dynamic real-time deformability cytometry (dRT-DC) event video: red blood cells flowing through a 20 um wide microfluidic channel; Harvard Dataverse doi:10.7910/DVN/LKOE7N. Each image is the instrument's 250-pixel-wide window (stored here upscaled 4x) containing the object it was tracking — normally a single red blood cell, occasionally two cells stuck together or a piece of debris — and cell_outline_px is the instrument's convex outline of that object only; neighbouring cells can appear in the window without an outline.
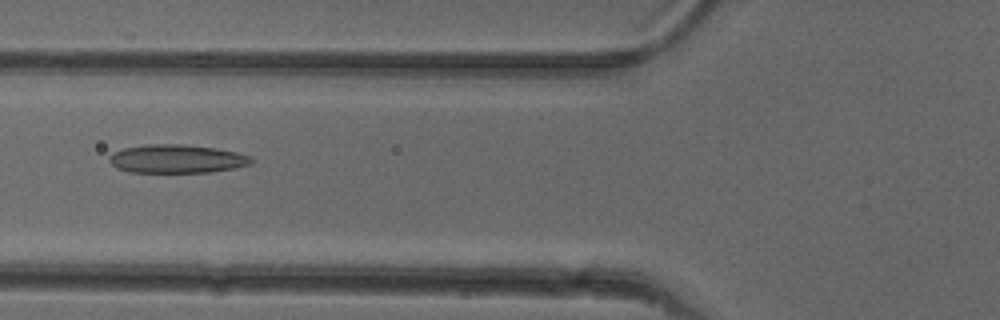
{"species": "common noctule bat (a hibernating species)", "species_latin": "Nyctalus noctula", "temperature_condition": "cold", "stored_images_in_passage": 51, "camera_frame_rate_fps": 3000, "um_per_image_px": 0.085, "animal": {"sex": "female"}, "frame": {"image": 1, "passage_image": 19, "time_ms": 6.0, "image_size_px": [1000, 320], "cell_outline_px": [[252, 164], [232, 168], [208, 172], [128, 172], [116, 168], [108, 160], [108, 156], [112, 152], [124, 148], [148, 144], [180, 144], [216, 148], [236, 152], [252, 156]], "centroid_in_image_um": [14.99, 13.5], "position_along_channel_um": 110.8, "area_um2": 23.58}}
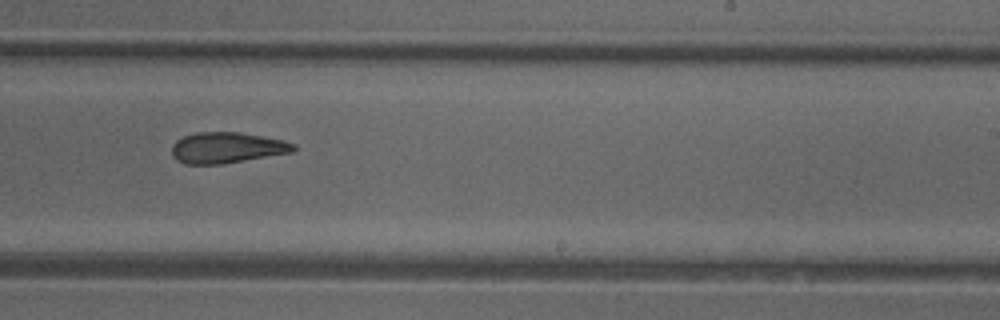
{"frame": {"image": 2, "passage_image": 31, "time_ms": 10.0, "image_size_px": [1000, 320], "cell_outline_px": [[296, 148], [292, 152], [224, 164], [184, 164], [176, 160], [172, 156], [172, 144], [176, 140], [184, 136], [196, 132], [236, 132], [284, 140], [296, 144]], "centroid_in_image_um": [19.26, 12.56], "position_along_channel_um": 269.7, "area_um2": 21.96}}
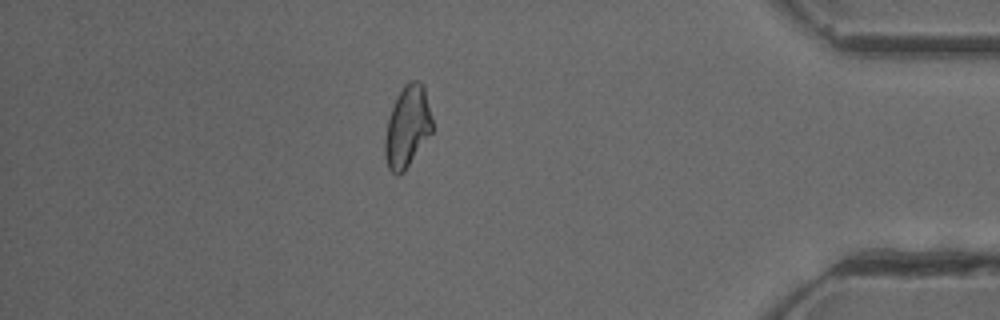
{"frame": {"image": 3, "passage_image": 44, "time_ms": 14.333, "image_size_px": [1000, 320], "cell_outline_px": [[432, 132], [404, 172], [396, 176], [388, 168], [384, 156], [384, 140], [388, 120], [396, 96], [404, 84], [408, 80], [420, 80], [424, 84], [432, 120]], "centroid_in_image_um": [34.62, 10.75], "position_along_channel_um": 400.6, "area_um2": 22.66}, "authors_computed_cell_mechanics": {"area_um2": 22.9466, "velocity_mm_per_s": 3.97, "shape_relaxation_time_tau1_ms": null, "shape_relaxation_time_tau2_ms": 4.1713, "deformation_change_tau1": null, "deformation_change_tau2": 0.1271}}